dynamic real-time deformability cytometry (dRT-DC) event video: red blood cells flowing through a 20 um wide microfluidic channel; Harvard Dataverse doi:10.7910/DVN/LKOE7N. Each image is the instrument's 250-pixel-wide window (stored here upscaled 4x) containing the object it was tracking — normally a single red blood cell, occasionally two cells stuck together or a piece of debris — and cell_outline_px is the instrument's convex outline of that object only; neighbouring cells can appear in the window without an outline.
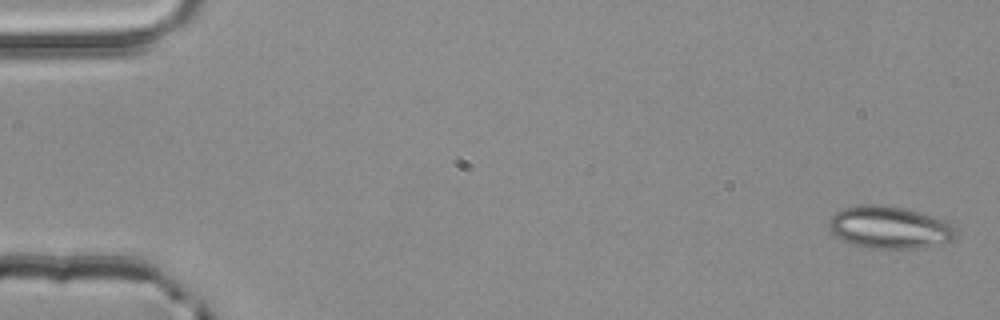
{"species": "common noctule bat (a hibernating species)", "species_latin": "Nyctalus noctula", "temperature_condition": "room temperature", "stored_images_in_passage": 3, "camera_frame_rate_fps": 3000, "um_per_image_px": 0.085, "animal": {"sex": "male", "body_mass_g": 20.4}, "frame": {"image": 1, "passage_image": 1, "time_ms": 0.0, "image_size_px": [1000, 320], "cell_outline_px": [[956, 236], [952, 240], [916, 248], [864, 248], [852, 244], [836, 236], [828, 228], [828, 224], [832, 216], [836, 212], [844, 208], [860, 204], [880, 204], [904, 208], [920, 212], [948, 220], [956, 224]], "centroid_in_image_um": [75.63, 19.31], "position_along_channel_um": 9.4, "area_um2": 31.5}}